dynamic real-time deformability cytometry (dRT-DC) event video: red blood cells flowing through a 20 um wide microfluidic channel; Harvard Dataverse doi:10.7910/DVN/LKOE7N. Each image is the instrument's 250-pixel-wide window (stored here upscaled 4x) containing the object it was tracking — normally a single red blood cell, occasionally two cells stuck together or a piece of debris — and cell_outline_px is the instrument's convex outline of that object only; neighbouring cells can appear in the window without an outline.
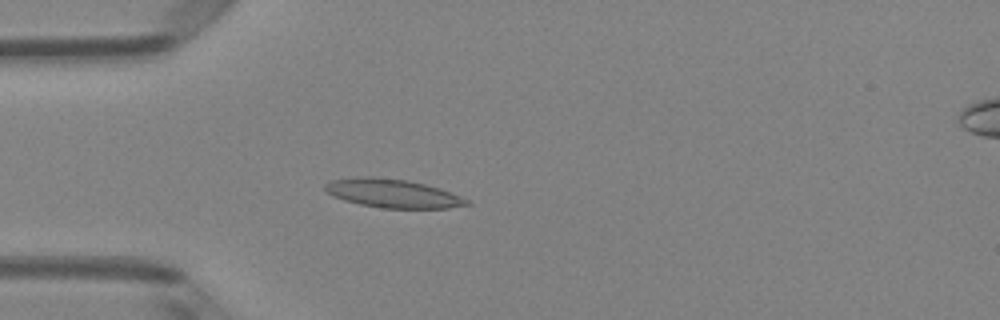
{"species": "Egyptian fruit bat (a non-hibernating species)", "species_latin": "Rousettus aegyptiacus", "temperature_condition": "room temperature", "stored_images_in_passage": 4, "camera_frame_rate_fps": 3000, "um_per_image_px": 0.085, "animal": {"sex": "female"}, "frame": {"image": 1, "passage_image": 4, "time_ms": 1.0, "image_size_px": [1000, 320], "cell_outline_px": [[472, 204], [448, 208], [384, 208], [360, 204], [344, 200], [332, 196], [324, 188], [324, 184], [332, 180], [364, 176], [372, 176], [408, 180], [440, 188], [460, 196], [468, 200]], "centroid_in_image_um": [33.38, 16.43], "position_along_channel_um": 51.6, "area_um2": 23.52}}